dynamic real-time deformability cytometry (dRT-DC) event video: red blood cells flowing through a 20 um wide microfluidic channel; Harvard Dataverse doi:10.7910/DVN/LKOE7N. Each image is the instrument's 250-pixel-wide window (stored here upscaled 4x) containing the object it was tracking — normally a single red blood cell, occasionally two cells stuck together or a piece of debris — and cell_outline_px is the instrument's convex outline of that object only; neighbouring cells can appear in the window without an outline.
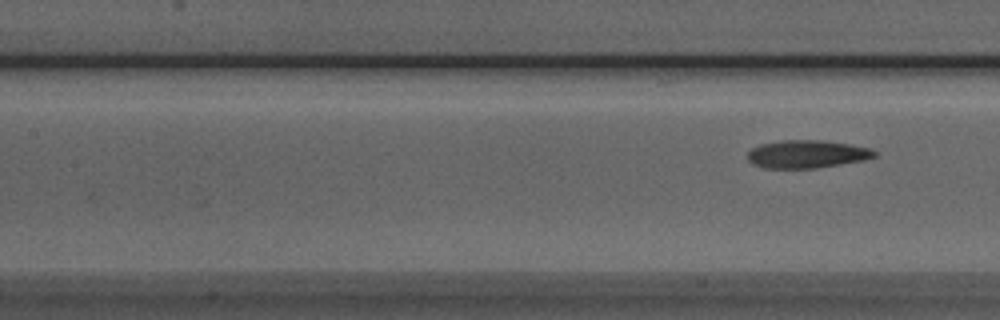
{"species": "Egyptian fruit bat (a non-hibernating species)", "species_latin": "Rousettus aegyptiacus", "temperature_condition": "room temperature", "stored_images_in_passage": 5, "camera_frame_rate_fps": 3000, "um_per_image_px": 0.085, "animal": {"sex": "male"}, "frame": {"image": 1, "passage_image": 5, "time_ms": 4.667, "image_size_px": [1000, 320], "cell_outline_px": [[880, 152], [876, 156], [864, 160], [816, 168], [764, 168], [752, 164], [748, 160], [748, 152], [752, 148], [760, 144], [780, 140], [824, 140], [872, 148]], "centroid_in_image_um": [68.61, 13.09], "position_along_channel_um": 138.8, "area_um2": 20.81}}